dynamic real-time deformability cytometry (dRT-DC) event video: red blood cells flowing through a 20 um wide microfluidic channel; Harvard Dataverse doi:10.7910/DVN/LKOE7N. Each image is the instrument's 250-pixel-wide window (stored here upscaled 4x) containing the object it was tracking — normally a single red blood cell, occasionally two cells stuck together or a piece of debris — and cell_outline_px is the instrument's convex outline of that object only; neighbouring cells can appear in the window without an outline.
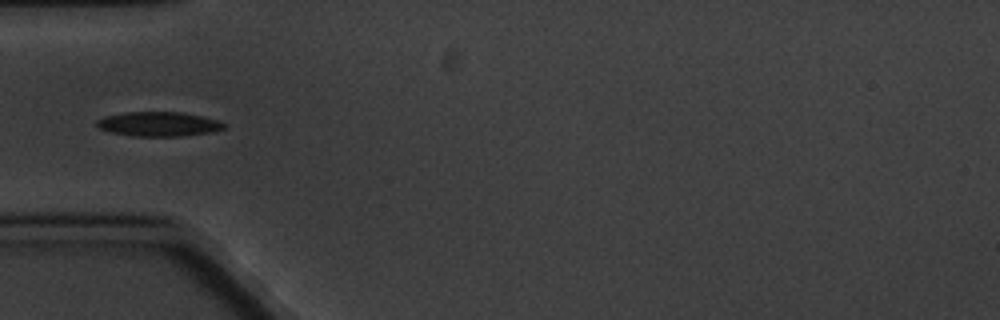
{"species": "common noctule bat (a hibernating species)", "species_latin": "Nyctalus noctula", "temperature_condition": "cold", "stored_images_in_passage": 8, "camera_frame_rate_fps": 3000, "um_per_image_px": 0.085, "animal": {"sex": "male", "body_mass_g": 20.1, "forearm_length_mm": 53.5}, "frame": {"image": 1, "passage_image": 6, "time_ms": 6.0, "image_size_px": [1000, 320], "cell_outline_px": [[228, 128], [212, 132], [180, 136], [132, 136], [112, 132], [100, 128], [96, 124], [96, 120], [108, 116], [124, 112], [184, 112], [216, 120], [224, 124]], "centroid_in_image_um": [13.51, 10.54], "position_along_channel_um": 71.5, "area_um2": 17.98}}
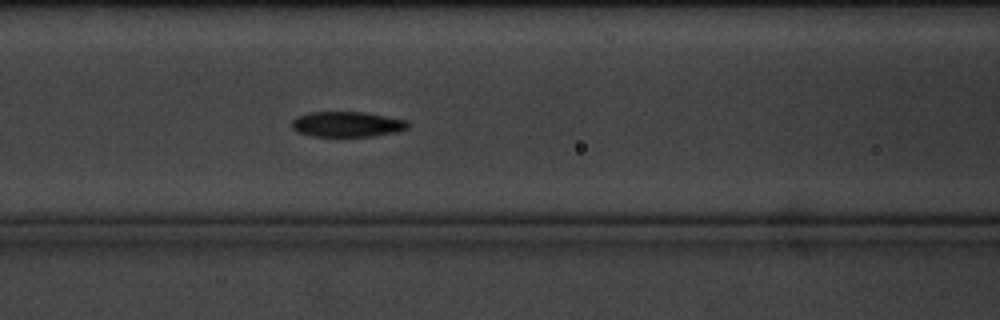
{"frame": {"image": 2, "passage_image": 8, "time_ms": 8.0, "image_size_px": [1000, 320], "cell_outline_px": [[408, 128], [396, 132], [372, 136], [312, 136], [296, 132], [292, 128], [292, 120], [296, 116], [308, 112], [364, 112], [408, 120]], "centroid_in_image_um": [29.47, 10.55], "position_along_channel_um": 137.1, "area_um2": 17.22}}